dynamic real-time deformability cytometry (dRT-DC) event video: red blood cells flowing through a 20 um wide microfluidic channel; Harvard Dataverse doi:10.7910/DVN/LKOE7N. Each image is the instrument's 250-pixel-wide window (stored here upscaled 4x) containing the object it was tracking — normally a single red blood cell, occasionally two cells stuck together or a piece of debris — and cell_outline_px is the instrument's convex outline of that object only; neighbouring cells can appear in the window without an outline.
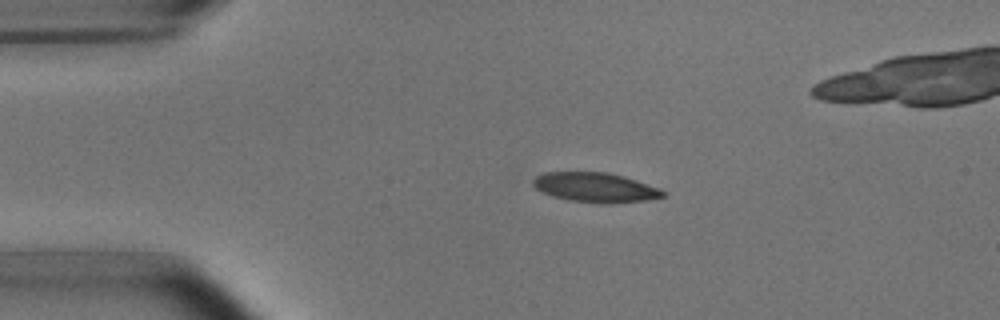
{"species": "common noctule bat (a hibernating species)", "species_latin": "Nyctalus noctula", "temperature_condition": "room temperature", "stored_images_in_passage": 4, "camera_frame_rate_fps": 3000, "um_per_image_px": 0.085, "animal": {"sex": "male", "body_mass_g": 15.6}, "frame": {"image": 1, "passage_image": 2, "time_ms": 2.0, "image_size_px": [1000, 320], "cell_outline_px": [[668, 192], [664, 196], [644, 200], [568, 200], [552, 196], [536, 188], [532, 184], [532, 180], [536, 176], [544, 172], [608, 172], [624, 176], [660, 188]], "centroid_in_image_um": [50.56, 15.86], "position_along_channel_um": 34.4, "area_um2": 21.33}}